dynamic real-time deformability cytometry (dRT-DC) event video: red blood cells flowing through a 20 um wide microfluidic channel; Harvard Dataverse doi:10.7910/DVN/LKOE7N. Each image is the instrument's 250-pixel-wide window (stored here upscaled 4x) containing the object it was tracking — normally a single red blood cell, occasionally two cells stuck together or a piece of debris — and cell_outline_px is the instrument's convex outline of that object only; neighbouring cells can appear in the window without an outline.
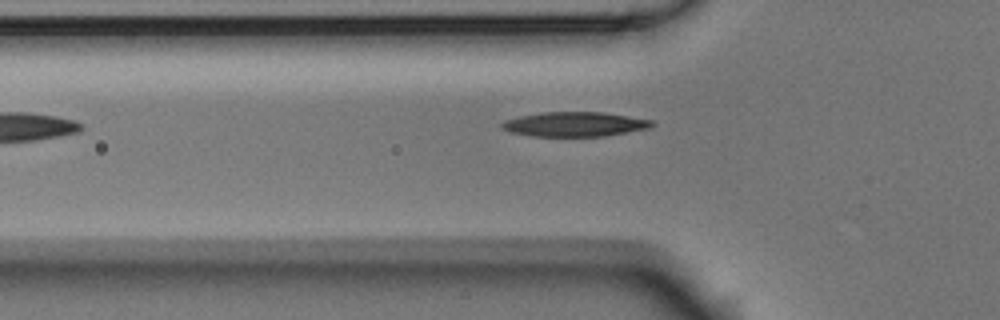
{"species": "Egyptian fruit bat (a non-hibernating species)", "species_latin": "Rousettus aegyptiacus", "temperature_condition": "room temperature", "stored_images_in_passage": 5, "camera_frame_rate_fps": 3000, "um_per_image_px": 0.085, "animal": {"sex": "male"}, "frame": {"image": 1, "passage_image": 5, "time_ms": 1.333, "image_size_px": [1000, 320], "cell_outline_px": [[656, 124], [648, 128], [604, 136], [532, 136], [508, 132], [500, 128], [500, 124], [504, 120], [520, 116], [540, 112], [604, 112], [652, 120]], "centroid_in_image_um": [48.79, 10.55], "position_along_channel_um": 77.0, "area_um2": 21.56}}